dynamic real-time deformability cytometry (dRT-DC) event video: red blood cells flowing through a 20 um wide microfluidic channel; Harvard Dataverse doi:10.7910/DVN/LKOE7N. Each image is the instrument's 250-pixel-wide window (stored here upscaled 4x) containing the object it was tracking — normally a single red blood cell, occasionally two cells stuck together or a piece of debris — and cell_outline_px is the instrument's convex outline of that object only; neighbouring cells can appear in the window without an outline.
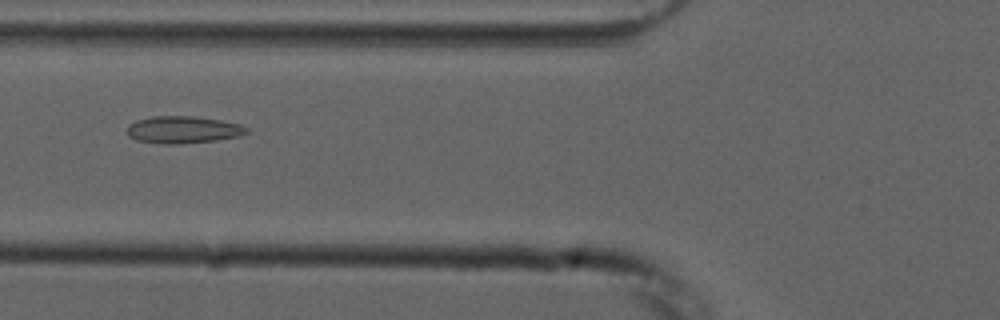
{"species": "common noctule bat (a hibernating species)", "species_latin": "Nyctalus noctula", "temperature_condition": "cold", "stored_images_in_passage": 39, "camera_frame_rate_fps": 3000, "um_per_image_px": 0.085, "animal": {"sex": "male", "forearm_length_mm": 52.5}, "frame": {"image": 1, "passage_image": 5, "time_ms": 1.333, "image_size_px": [1000, 320], "cell_outline_px": [[248, 132], [240, 136], [216, 140], [180, 144], [164, 144], [136, 140], [128, 136], [128, 124], [136, 120], [152, 116], [192, 116], [220, 120], [240, 124], [248, 128]], "centroid_in_image_um": [15.55, 11.03], "position_along_channel_um": 110.2, "area_um2": 18.96}}
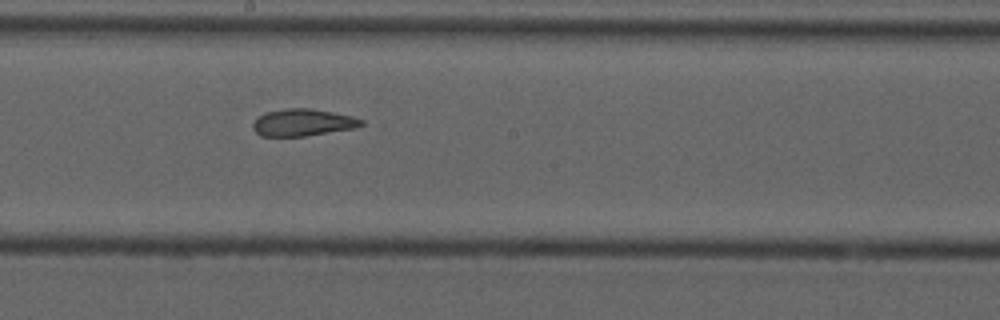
{"frame": {"image": 2, "passage_image": 14, "time_ms": 4.333, "image_size_px": [1000, 320], "cell_outline_px": [[364, 124], [356, 128], [304, 136], [260, 136], [252, 128], [252, 124], [264, 112], [284, 108], [312, 108], [352, 116], [364, 120]], "centroid_in_image_um": [25.74, 10.4], "position_along_channel_um": 222.5, "area_um2": 17.17}}
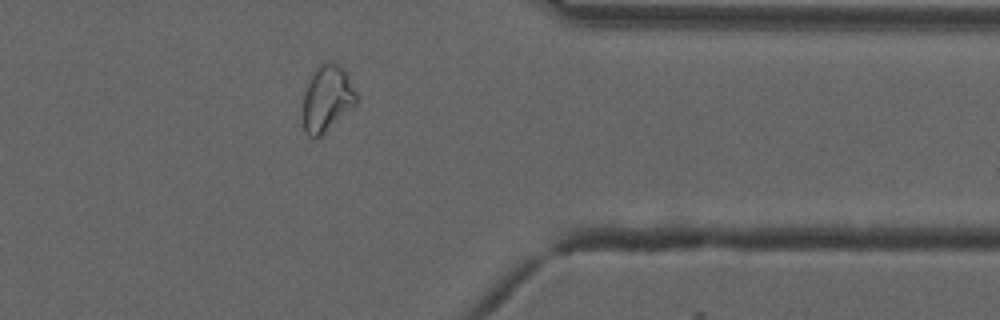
{"frame": {"image": 3, "passage_image": 28, "time_ms": 9.0, "image_size_px": [1000, 320], "cell_outline_px": [[360, 96], [356, 104], [320, 136], [312, 140], [304, 132], [304, 92], [308, 80], [316, 68], [320, 64], [336, 64], [344, 68]], "centroid_in_image_um": [27.82, 8.38], "position_along_channel_um": 383.6, "area_um2": 20.58}, "authors_computed_cell_mechanics": {"area_um2": 17.9758, "velocity_mm_per_s": 3.7448, "shape_relaxation_time_tau1_ms": null, "shape_relaxation_time_tau2_ms": 2.2144, "deformation_change_tau1": null, "deformation_change_tau2": 0.0823}}